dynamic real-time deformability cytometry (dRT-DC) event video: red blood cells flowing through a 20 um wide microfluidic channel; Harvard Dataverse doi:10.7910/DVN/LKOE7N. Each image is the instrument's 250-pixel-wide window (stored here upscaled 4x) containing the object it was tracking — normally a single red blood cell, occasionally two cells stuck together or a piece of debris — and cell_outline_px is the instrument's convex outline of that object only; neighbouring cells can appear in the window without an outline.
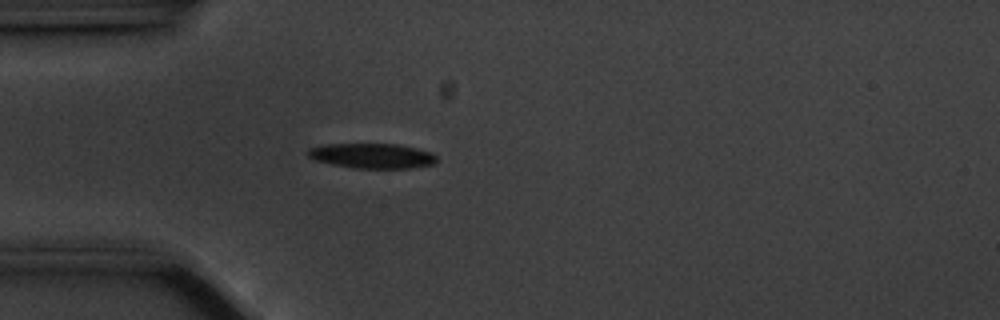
{"species": "common noctule bat (a hibernating species)", "species_latin": "Nyctalus noctula", "temperature_condition": "cold", "stored_images_in_passage": 49, "camera_frame_rate_fps": 3000, "um_per_image_px": 0.085, "animal": {"sex": "male", "body_mass_g": 20.1, "forearm_length_mm": 53.5}, "frame": {"image": 1, "passage_image": 8, "time_ms": 2.333, "image_size_px": [1000, 320], "cell_outline_px": [[436, 160], [432, 164], [412, 168], [356, 168], [332, 164], [316, 160], [308, 156], [304, 152], [308, 148], [324, 144], [396, 144], [416, 148], [432, 152], [436, 156]], "centroid_in_image_um": [31.59, 13.24], "position_along_channel_um": 53.4, "area_um2": 18.73}}
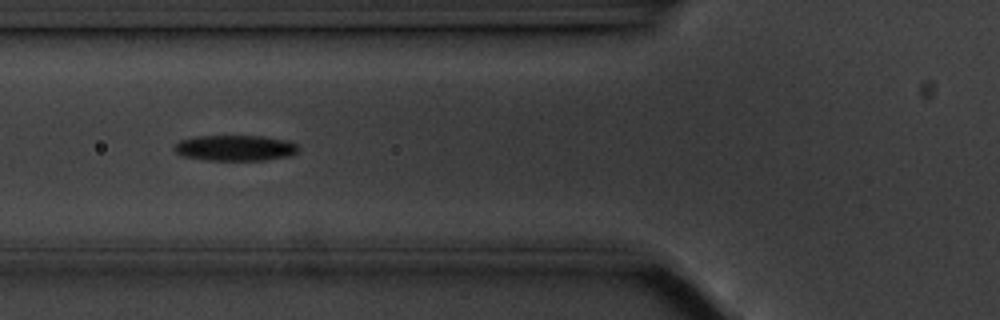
{"frame": {"image": 2, "passage_image": 13, "time_ms": 4.0, "image_size_px": [1000, 320], "cell_outline_px": [[300, 148], [296, 152], [288, 156], [264, 160], [208, 160], [180, 156], [172, 148], [180, 140], [196, 136], [264, 136], [288, 140], [296, 144]], "centroid_in_image_um": [19.97, 12.57], "position_along_channel_um": 105.8, "area_um2": 18.67}}
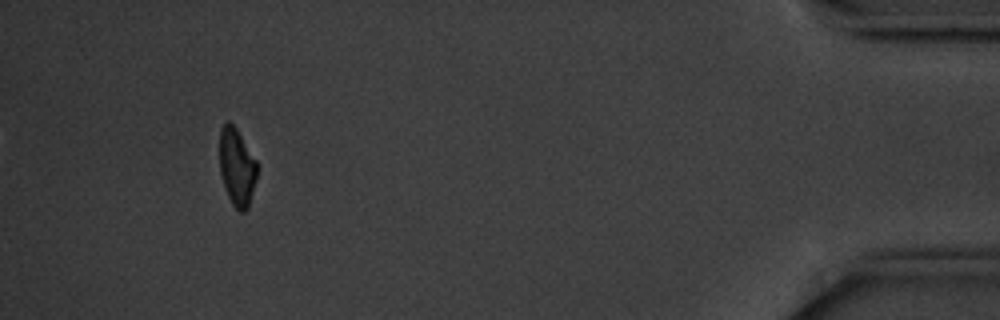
{"frame": {"image": 3, "passage_image": 45, "time_ms": 14.667, "image_size_px": [1000, 320], "cell_outline_px": [[256, 176], [248, 208], [244, 212], [240, 212], [232, 204], [228, 196], [220, 172], [220, 128], [228, 120], [236, 128], [256, 160]], "centroid_in_image_um": [20.12, 14.19], "position_along_channel_um": 415.1, "area_um2": 16.59}, "authors_computed_cell_mechanics": {"area_um2": 18.3804, "velocity_mm_per_s": 3.5298, "shape_relaxation_time_tau1_ms": 2.7273, "shape_relaxation_time_tau2_ms": null, "deformation_change_tau1": 0.1081, "deformation_change_tau2": null}}